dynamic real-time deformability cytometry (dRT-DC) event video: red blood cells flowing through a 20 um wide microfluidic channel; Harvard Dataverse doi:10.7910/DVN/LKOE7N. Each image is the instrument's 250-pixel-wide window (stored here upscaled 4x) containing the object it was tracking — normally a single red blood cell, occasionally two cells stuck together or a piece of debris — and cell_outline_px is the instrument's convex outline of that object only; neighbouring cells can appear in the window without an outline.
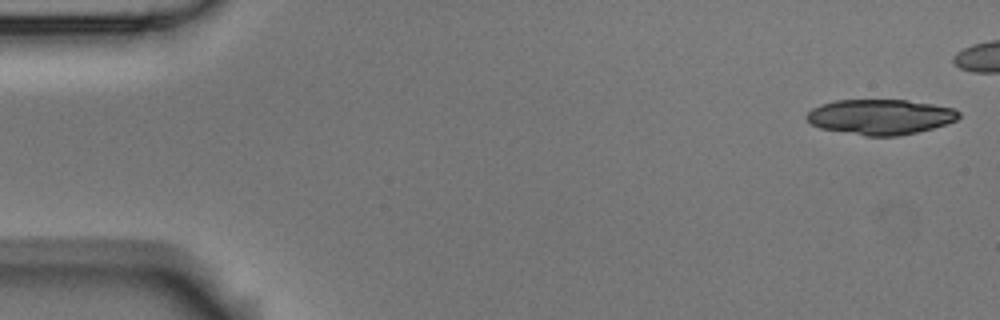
{"species": "Egyptian fruit bat (a non-hibernating species)", "species_latin": "Rousettus aegyptiacus", "temperature_condition": "room temperature", "stored_images_in_passage": 16, "camera_frame_rate_fps": 3000, "um_per_image_px": 0.085, "animal": {"sex": "male"}, "frame": {"image": 1, "passage_image": 1, "time_ms": 0.0, "image_size_px": [1000, 320], "cell_outline_px": [[960, 116], [956, 120], [932, 128], [916, 132], [896, 136], [864, 136], [820, 128], [812, 124], [804, 116], [812, 108], [820, 104], [836, 100], [908, 100], [932, 104], [952, 108], [960, 112]], "centroid_in_image_um": [74.79, 9.93], "position_along_channel_um": 10.2, "area_um2": 31.15}}
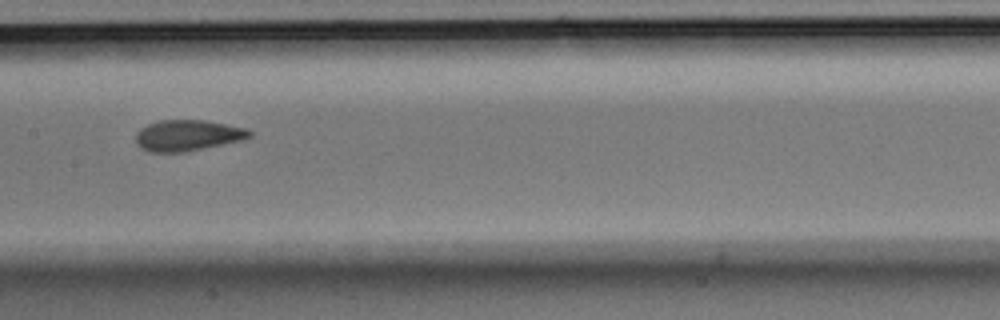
{"frame": {"image": 2, "passage_image": 9, "time_ms": 10.333, "image_size_px": [1000, 320], "cell_outline_px": [[252, 136], [244, 140], [184, 152], [148, 152], [140, 148], [136, 144], [136, 132], [140, 128], [148, 124], [160, 120], [204, 120], [248, 128], [252, 132]], "centroid_in_image_um": [15.95, 11.51], "position_along_channel_um": 191.4, "area_um2": 20.75}}
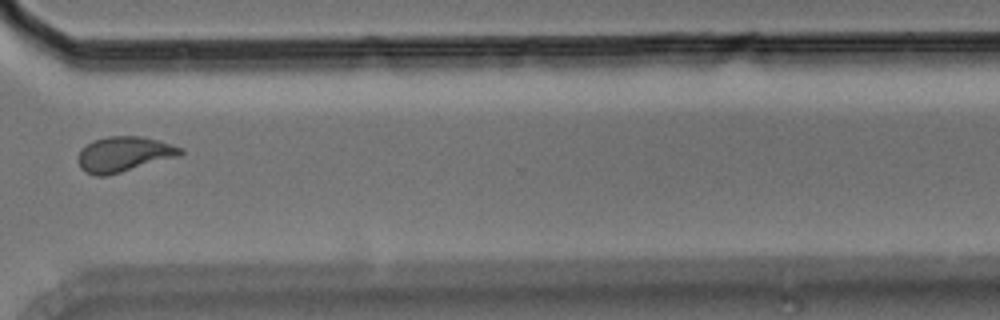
{"frame": {"image": 3, "passage_image": 13, "time_ms": 15.0, "image_size_px": [1000, 320], "cell_outline_px": [[184, 152], [180, 156], [108, 176], [96, 176], [84, 172], [80, 168], [76, 160], [80, 152], [92, 140], [108, 136], [140, 136], [156, 140], [184, 148]], "centroid_in_image_um": [10.52, 13.12], "position_along_channel_um": 360.1, "area_um2": 21.15}, "authors_computed_cell_mechanics": {"area_um2": 20.6346, "velocity_mm_per_s": 3.6228, "shape_relaxation_time_tau1_ms": null, "shape_relaxation_time_tau2_ms": 1.1808, "deformation_change_tau1": null, "deformation_change_tau2": 0.0402}}